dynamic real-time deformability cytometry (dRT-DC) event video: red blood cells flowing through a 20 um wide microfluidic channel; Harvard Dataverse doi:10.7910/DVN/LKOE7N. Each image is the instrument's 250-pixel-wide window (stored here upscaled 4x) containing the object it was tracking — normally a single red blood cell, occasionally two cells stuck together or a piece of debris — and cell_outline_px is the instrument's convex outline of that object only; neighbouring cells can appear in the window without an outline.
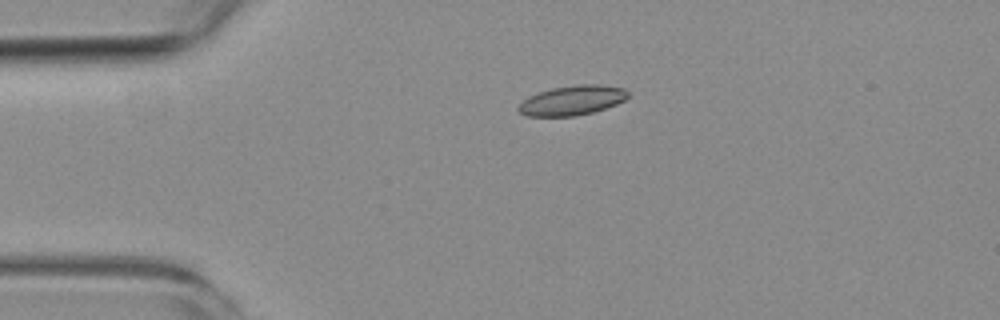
{"species": "common noctule bat (a hibernating species)", "species_latin": "Nyctalus noctula", "temperature_condition": "room temperature", "stored_images_in_passage": 5, "camera_frame_rate_fps": 3000, "um_per_image_px": 0.085, "animal": {"sex": "female", "body_mass_g": 19.3, "forearm_length_mm": 54.1}, "frame": {"image": 1, "passage_image": 4, "time_ms": 3.667, "image_size_px": [1000, 320], "cell_outline_px": [[628, 96], [624, 100], [616, 104], [592, 112], [576, 116], [528, 116], [520, 112], [516, 108], [528, 96], [536, 92], [552, 88], [576, 84], [600, 84], [624, 88], [628, 92]], "centroid_in_image_um": [48.62, 8.52], "position_along_channel_um": 36.4, "area_um2": 18.96}}